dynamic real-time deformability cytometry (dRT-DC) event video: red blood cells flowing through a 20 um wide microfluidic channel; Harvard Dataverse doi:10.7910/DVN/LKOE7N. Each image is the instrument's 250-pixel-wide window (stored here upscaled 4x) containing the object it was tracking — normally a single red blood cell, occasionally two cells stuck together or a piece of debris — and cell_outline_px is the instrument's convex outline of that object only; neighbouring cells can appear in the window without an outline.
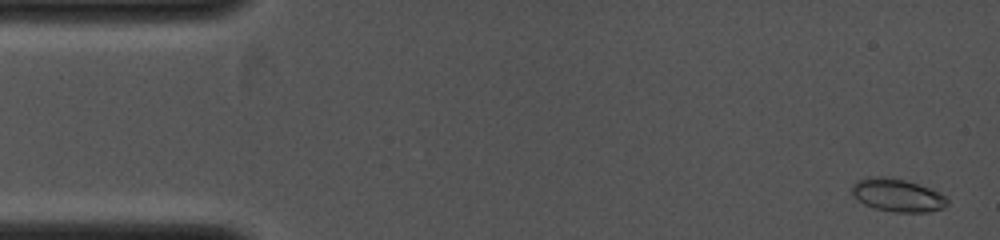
{"species": "common noctule bat (a hibernating species)", "species_latin": "Nyctalus noctula", "temperature_condition": "cold", "stored_images_in_passage": 36, "camera_frame_rate_fps": 4000, "um_per_image_px": 0.085, "animal": {"sex": "female", "body_mass_g": 19.0, "forearm_length_mm": 53.3}, "frame": {"image": 1, "passage_image": 2, "time_ms": 0.25, "image_size_px": [1000, 240], "cell_outline_px": [[948, 204], [944, 208], [928, 212], [892, 212], [876, 208], [864, 204], [852, 192], [852, 184], [856, 180], [868, 176], [884, 176], [904, 180], [928, 188], [944, 196], [948, 200]], "centroid_in_image_um": [76.26, 16.59], "position_along_channel_um": 8.7, "area_um2": 18.09}}
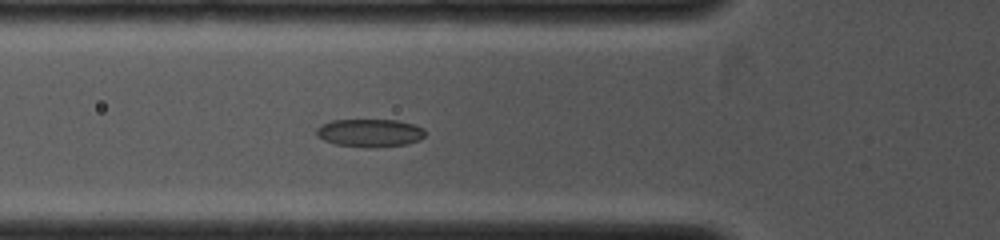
{"frame": {"image": 2, "passage_image": 24, "time_ms": 4.25, "image_size_px": [1000, 240], "cell_outline_px": [[424, 136], [420, 140], [404, 144], [336, 144], [324, 140], [316, 136], [316, 128], [320, 124], [332, 120], [396, 120], [412, 124], [424, 128]], "centroid_in_image_um": [31.39, 11.23], "position_along_channel_um": 94.4, "area_um2": 16.7}}
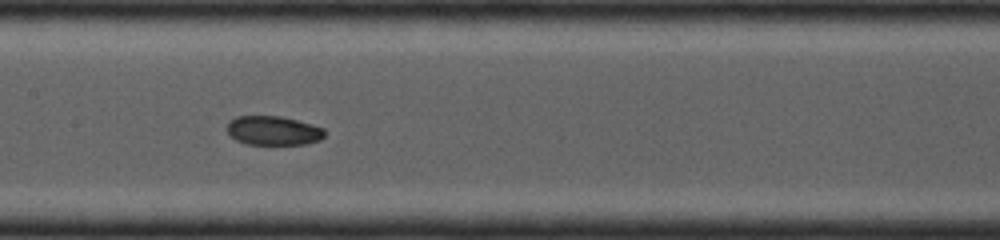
{"frame": {"image": 3, "passage_image": 35, "time_ms": 6.0, "image_size_px": [1000, 240], "cell_outline_px": [[324, 136], [320, 140], [308, 144], [248, 144], [236, 140], [228, 132], [228, 124], [236, 116], [280, 116], [312, 124], [324, 128]], "centroid_in_image_um": [23.26, 11.1], "position_along_channel_um": 184.1, "area_um2": 16.42}}